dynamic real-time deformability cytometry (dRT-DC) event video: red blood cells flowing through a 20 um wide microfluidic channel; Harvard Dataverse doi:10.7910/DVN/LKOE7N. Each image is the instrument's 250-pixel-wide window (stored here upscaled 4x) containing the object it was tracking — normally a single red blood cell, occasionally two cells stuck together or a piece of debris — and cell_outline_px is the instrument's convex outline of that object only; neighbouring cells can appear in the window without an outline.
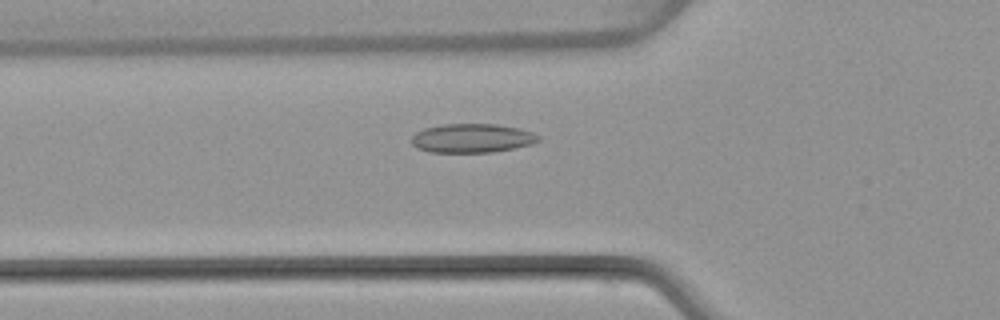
{"species": "common noctule bat (a hibernating species)", "species_latin": "Nyctalus noctula", "temperature_condition": "warm", "stored_images_in_passage": 40, "camera_frame_rate_fps": 3000, "um_per_image_px": 0.085, "animal": {"sex": "female", "body_mass_g": 22.7, "forearm_length_mm": 54.2}, "frame": {"image": 1, "passage_image": 7, "time_ms": 2.0, "image_size_px": [1000, 320], "cell_outline_px": [[540, 140], [532, 144], [492, 152], [428, 152], [412, 144], [412, 136], [416, 132], [424, 128], [440, 124], [496, 124], [520, 128], [532, 132], [540, 136]], "centroid_in_image_um": [40.13, 11.73], "position_along_channel_um": 85.7, "area_um2": 21.39}}
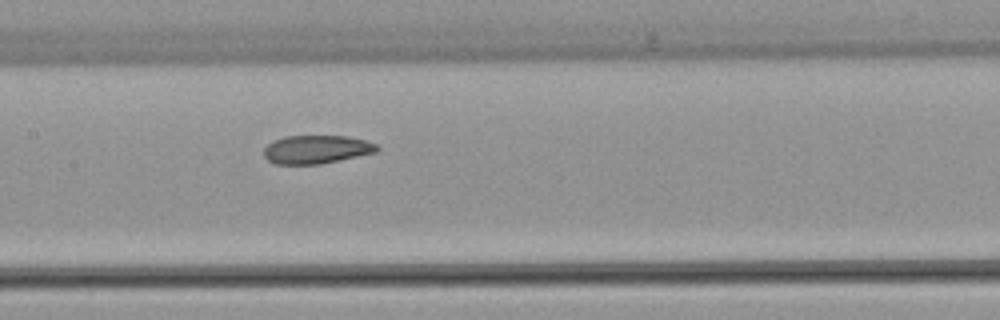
{"frame": {"image": 2, "passage_image": 14, "time_ms": 4.333, "image_size_px": [1000, 320], "cell_outline_px": [[380, 148], [376, 152], [340, 160], [320, 164], [276, 164], [268, 160], [264, 156], [264, 148], [272, 140], [284, 136], [348, 136], [364, 140], [376, 144]], "centroid_in_image_um": [26.88, 12.7], "position_along_channel_um": 180.5, "area_um2": 18.73}}
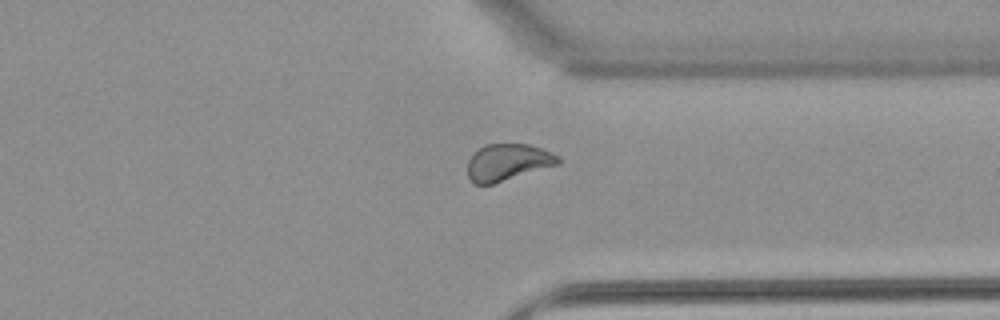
{"frame": {"image": 3, "passage_image": 28, "time_ms": 9.0, "image_size_px": [1000, 320], "cell_outline_px": [[560, 164], [492, 184], [472, 184], [468, 176], [468, 160], [472, 152], [484, 144], [528, 144], [552, 152], [560, 156]], "centroid_in_image_um": [43.14, 13.78], "position_along_channel_um": 368.3, "area_um2": 19.59}, "authors_computed_cell_mechanics": {"area_um2": 19.7965, "velocity_mm_per_s": 4.0405, "shape_relaxation_time_tau1_ms": null, "shape_relaxation_time_tau2_ms": 2.3659, "deformation_change_tau1": null, "deformation_change_tau2": 0.0849}}